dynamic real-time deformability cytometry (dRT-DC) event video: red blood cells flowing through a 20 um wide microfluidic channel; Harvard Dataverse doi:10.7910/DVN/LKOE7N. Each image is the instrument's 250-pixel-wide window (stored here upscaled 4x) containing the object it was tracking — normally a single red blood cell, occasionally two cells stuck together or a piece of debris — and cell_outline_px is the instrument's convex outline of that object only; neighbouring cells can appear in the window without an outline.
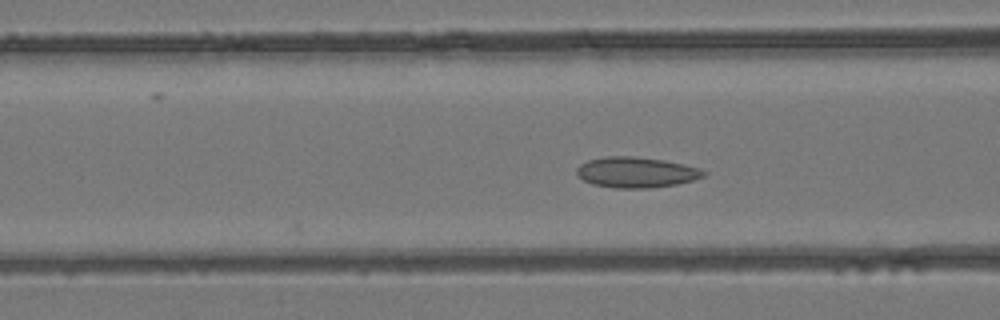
{"species": "common noctule bat (a hibernating species)", "species_latin": "Nyctalus noctula", "temperature_condition": "room temperature", "stored_images_in_passage": 3, "camera_frame_rate_fps": 3000, "um_per_image_px": 0.085, "animal": {"sex": "female", "body_mass_g": 24.6, "forearm_length_mm": 56.2}, "frame": {"image": 1, "passage_image": 3, "time_ms": 2.333, "image_size_px": [1000, 320], "cell_outline_px": [[708, 172], [704, 176], [692, 180], [676, 184], [648, 188], [616, 188], [592, 184], [584, 180], [576, 172], [576, 168], [580, 164], [588, 160], [604, 156], [636, 156], [664, 160], [684, 164], [700, 168]], "centroid_in_image_um": [54.08, 14.63], "position_along_channel_um": 112.5, "area_um2": 22.66}}